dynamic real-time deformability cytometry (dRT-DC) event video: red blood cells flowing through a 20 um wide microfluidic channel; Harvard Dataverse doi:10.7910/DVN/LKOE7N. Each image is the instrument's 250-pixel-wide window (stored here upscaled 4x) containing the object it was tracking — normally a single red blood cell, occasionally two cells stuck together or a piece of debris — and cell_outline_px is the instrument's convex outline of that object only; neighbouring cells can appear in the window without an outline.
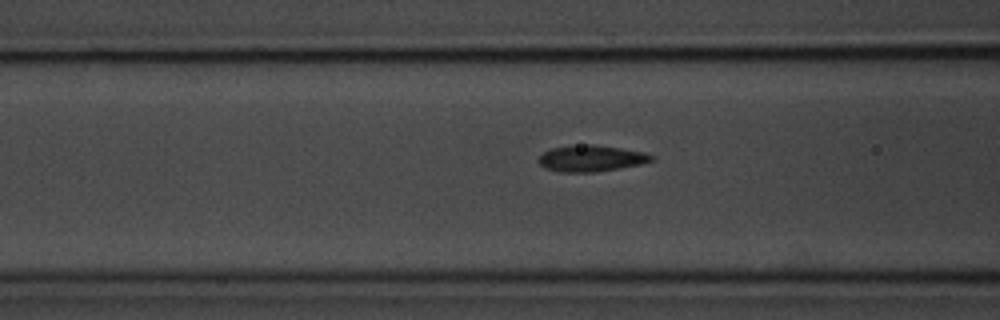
{"species": "common noctule bat (a hibernating species)", "species_latin": "Nyctalus noctula", "temperature_condition": "room temperature", "stored_images_in_passage": 36, "camera_frame_rate_fps": 3000, "um_per_image_px": 0.085, "animal": {"sex": "male", "body_mass_g": 20.1, "forearm_length_mm": 53.5}, "frame": {"image": 1, "passage_image": 10, "time_ms": 3.0, "image_size_px": [1000, 320], "cell_outline_px": [[656, 160], [640, 164], [620, 168], [592, 172], [560, 172], [544, 168], [540, 164], [540, 156], [544, 152], [552, 148], [588, 144], [592, 144], [620, 148], [644, 152], [656, 156]], "centroid_in_image_um": [50.3, 13.47], "position_along_channel_um": 116.3, "area_um2": 17.17}}
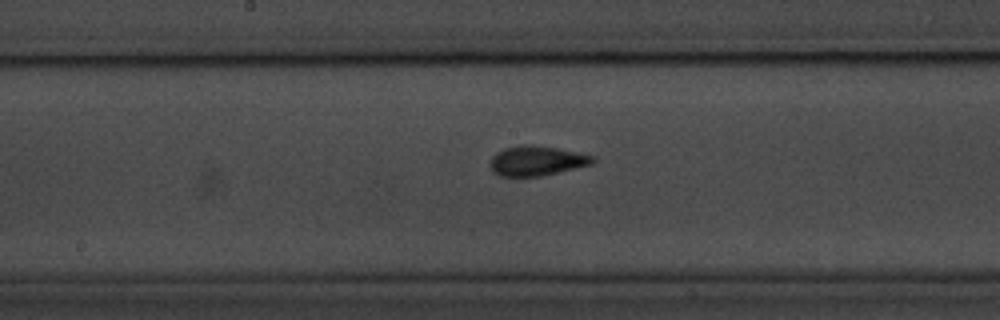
{"frame": {"image": 2, "passage_image": 17, "time_ms": 5.333, "image_size_px": [1000, 320], "cell_outline_px": [[596, 160], [592, 164], [540, 176], [500, 176], [492, 172], [488, 164], [492, 156], [496, 152], [504, 148], [524, 144], [532, 144], [556, 148], [596, 156]], "centroid_in_image_um": [45.58, 13.66], "position_along_channel_um": 202.6, "area_um2": 17.92}}
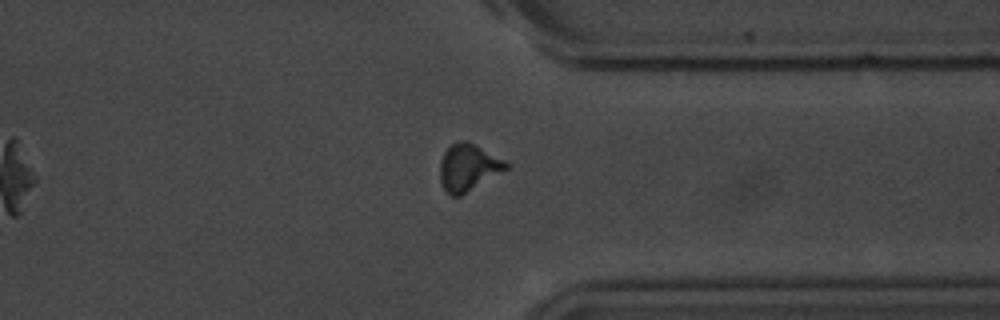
{"frame": {"image": 3, "passage_image": 31, "time_ms": 10.0, "image_size_px": [1000, 320], "cell_outline_px": [[508, 168], [460, 196], [452, 196], [444, 188], [440, 180], [440, 160], [444, 152], [452, 144], [460, 140], [468, 140], [504, 160], [508, 164]], "centroid_in_image_um": [39.78, 14.21], "position_along_channel_um": 371.6, "area_um2": 17.8}, "authors_computed_cell_mechanics": {"area_um2": 17.1088, "velocity_mm_per_s": 3.6802, "shape_relaxation_time_tau1_ms": 3.961, "shape_relaxation_time_tau2_ms": 2.4128, "deformation_change_tau1": 0.1461, "deformation_change_tau2": 0.0759}}